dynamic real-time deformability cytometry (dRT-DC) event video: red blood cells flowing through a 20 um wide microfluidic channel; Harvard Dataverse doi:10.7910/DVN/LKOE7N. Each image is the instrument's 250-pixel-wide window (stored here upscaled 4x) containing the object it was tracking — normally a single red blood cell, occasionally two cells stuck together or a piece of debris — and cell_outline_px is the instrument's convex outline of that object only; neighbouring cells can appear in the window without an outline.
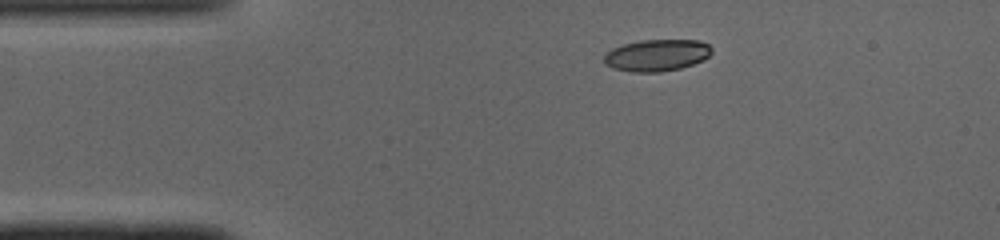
{"species": "common noctule bat (a hibernating species)", "species_latin": "Nyctalus noctula", "temperature_condition": "cold", "stored_images_in_passage": 43, "camera_frame_rate_fps": 3000, "um_per_image_px": 0.085, "animal": {"sex": "male", "body_mass_g": 19.0, "forearm_length_mm": 50.8}, "frame": {"image": 1, "passage_image": 1, "time_ms": 0.0, "image_size_px": [1000, 240], "cell_outline_px": [[712, 52], [704, 60], [680, 68], [660, 72], [632, 72], [612, 68], [604, 64], [604, 56], [612, 48], [624, 44], [640, 40], [700, 40], [708, 44], [712, 48]], "centroid_in_image_um": [55.83, 4.69], "position_along_channel_um": 29.2, "area_um2": 20.0}}
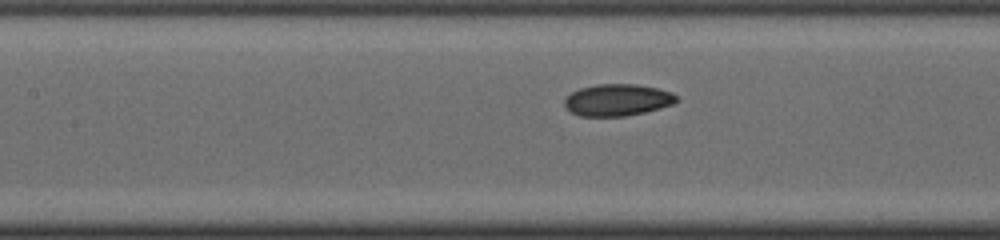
{"frame": {"image": 2, "passage_image": 14, "time_ms": 4.333, "image_size_px": [1000, 240], "cell_outline_px": [[680, 100], [672, 104], [660, 108], [644, 112], [624, 116], [580, 116], [572, 112], [564, 104], [564, 96], [580, 88], [596, 84], [636, 84], [656, 88], [672, 92]], "centroid_in_image_um": [52.47, 8.49], "position_along_channel_um": 154.9, "area_um2": 20.75}}
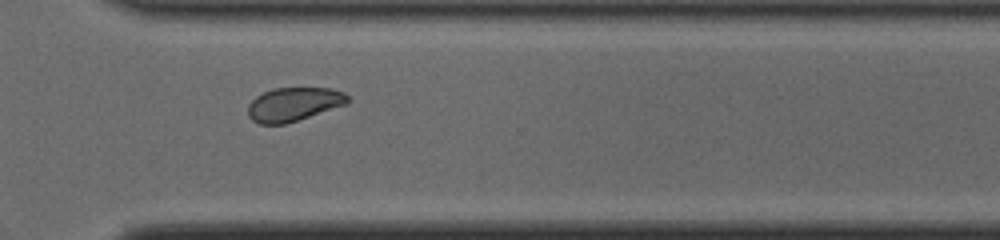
{"frame": {"image": 3, "passage_image": 28, "time_ms": 9.0, "image_size_px": [1000, 240], "cell_outline_px": [[348, 104], [284, 124], [260, 124], [252, 120], [248, 116], [248, 104], [256, 96], [272, 88], [332, 88], [344, 92], [348, 96]], "centroid_in_image_um": [24.96, 8.85], "position_along_channel_um": 345.6, "area_um2": 19.59}}